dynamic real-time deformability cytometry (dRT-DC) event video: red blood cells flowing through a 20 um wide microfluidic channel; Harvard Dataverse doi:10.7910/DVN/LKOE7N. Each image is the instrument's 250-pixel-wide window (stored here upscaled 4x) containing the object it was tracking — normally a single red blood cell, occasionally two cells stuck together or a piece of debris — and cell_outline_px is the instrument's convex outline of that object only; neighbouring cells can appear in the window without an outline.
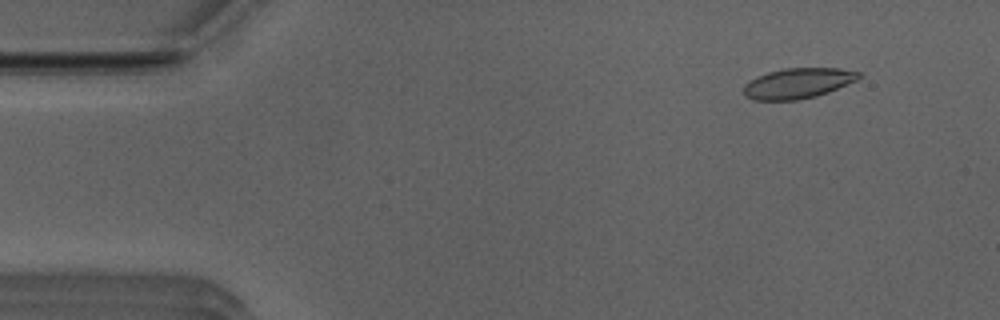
{"species": "Egyptian fruit bat (a non-hibernating species)", "species_latin": "Rousettus aegyptiacus", "temperature_condition": "room temperature", "stored_images_in_passage": 49, "camera_frame_rate_fps": 3000, "um_per_image_px": 0.085, "animal": {"sex": "male"}, "frame": {"image": 1, "passage_image": 5, "time_ms": 1.333, "image_size_px": [1000, 320], "cell_outline_px": [[860, 76], [856, 80], [828, 92], [816, 96], [796, 100], [752, 100], [744, 96], [744, 84], [756, 76], [768, 72], [784, 68], [840, 68], [860, 72]], "centroid_in_image_um": [67.78, 7.07], "position_along_channel_um": 17.2, "area_um2": 20.35}}
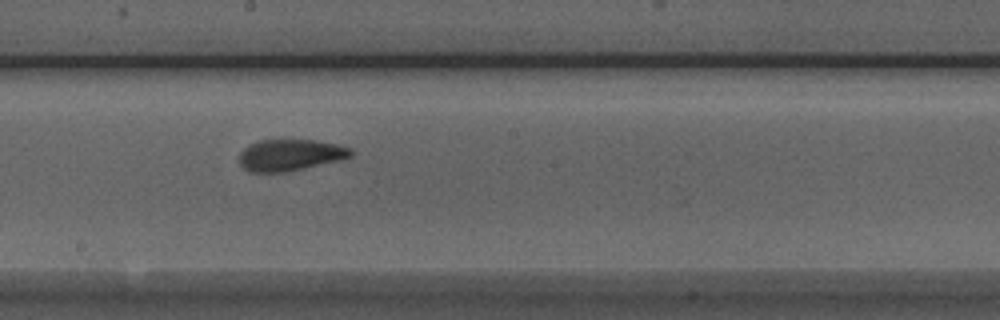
{"frame": {"image": 2, "passage_image": 28, "time_ms": 9.0, "image_size_px": [1000, 320], "cell_outline_px": [[352, 156], [340, 160], [304, 168], [284, 172], [248, 172], [240, 164], [240, 152], [248, 144], [260, 140], [316, 140], [336, 144], [352, 148]], "centroid_in_image_um": [24.66, 13.17], "position_along_channel_um": 223.5, "area_um2": 20.46}}
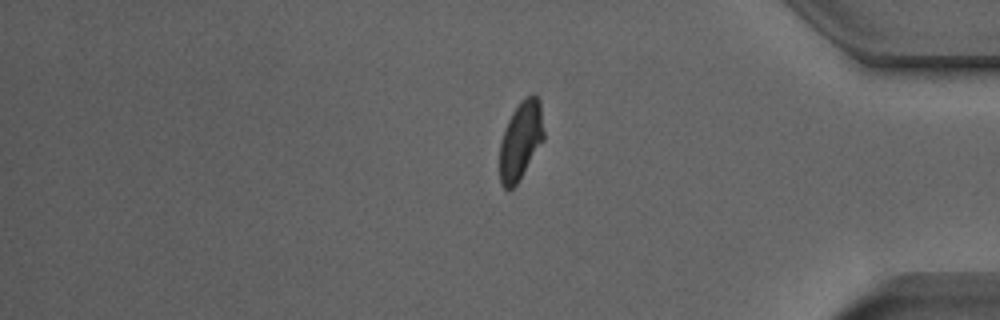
{"frame": {"image": 3, "passage_image": 43, "time_ms": 14.0, "image_size_px": [1000, 320], "cell_outline_px": [[544, 140], [516, 184], [512, 188], [504, 188], [500, 180], [500, 144], [508, 120], [512, 112], [520, 100], [524, 96], [532, 92], [540, 100], [544, 132]], "centroid_in_image_um": [44.28, 11.87], "position_along_channel_um": 390.9, "area_um2": 20.06}, "authors_computed_cell_mechanics": {"area_um2": 20.519, "velocity_mm_per_s": 3.8989, "shape_relaxation_time_tau1_ms": 4.7052, "shape_relaxation_time_tau2_ms": 1.2322, "deformation_change_tau1": 0.1432, "deformation_change_tau2": 0.0646}}